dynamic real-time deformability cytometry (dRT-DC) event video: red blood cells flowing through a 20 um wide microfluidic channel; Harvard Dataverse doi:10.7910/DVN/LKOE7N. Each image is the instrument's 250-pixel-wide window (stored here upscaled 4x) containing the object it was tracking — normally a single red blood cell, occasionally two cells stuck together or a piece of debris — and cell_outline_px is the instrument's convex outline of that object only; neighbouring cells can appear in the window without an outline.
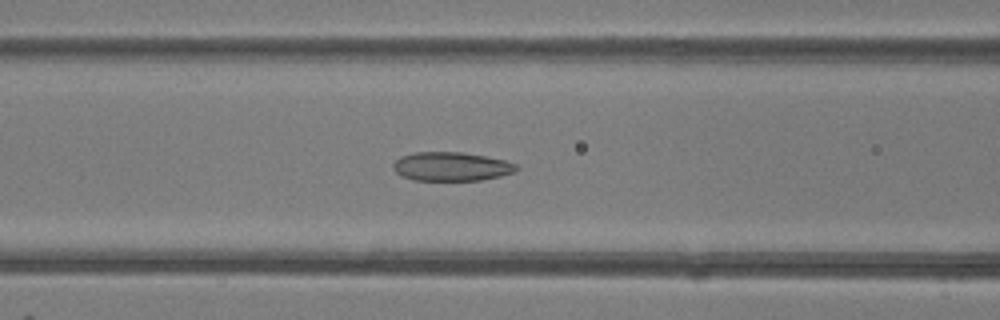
{"species": "common noctule bat (a hibernating species)", "species_latin": "Nyctalus noctula", "temperature_condition": "room temperature", "stored_images_in_passage": 49, "camera_frame_rate_fps": 3000, "um_per_image_px": 0.085, "animal": {"sex": "female"}, "frame": {"image": 1, "passage_image": 20, "time_ms": 6.333, "image_size_px": [1000, 320], "cell_outline_px": [[520, 168], [512, 172], [500, 176], [480, 180], [412, 180], [400, 176], [392, 168], [392, 164], [400, 156], [416, 152], [460, 152], [484, 156], [504, 160], [516, 164]], "centroid_in_image_um": [38.32, 14.15], "position_along_channel_um": 128.3, "area_um2": 20.69}}
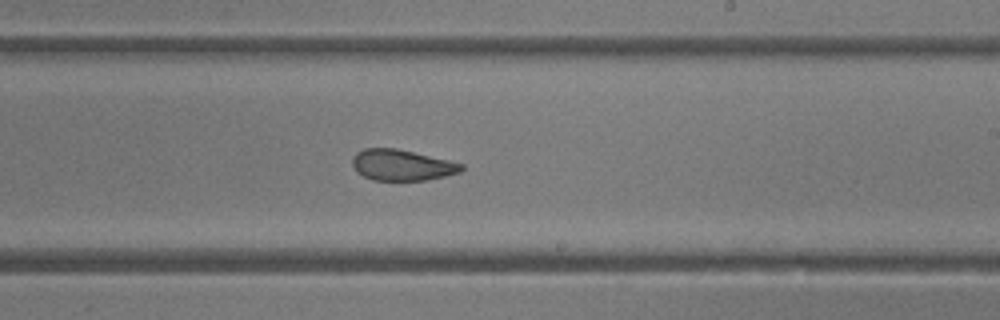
{"frame": {"image": 2, "passage_image": 29, "time_ms": 9.333, "image_size_px": [1000, 320], "cell_outline_px": [[464, 168], [460, 172], [444, 176], [424, 180], [372, 180], [356, 172], [352, 164], [352, 156], [356, 152], [364, 148], [396, 148], [448, 160], [464, 164]], "centroid_in_image_um": [34.12, 14.02], "position_along_channel_um": 254.9, "area_um2": 19.65}}
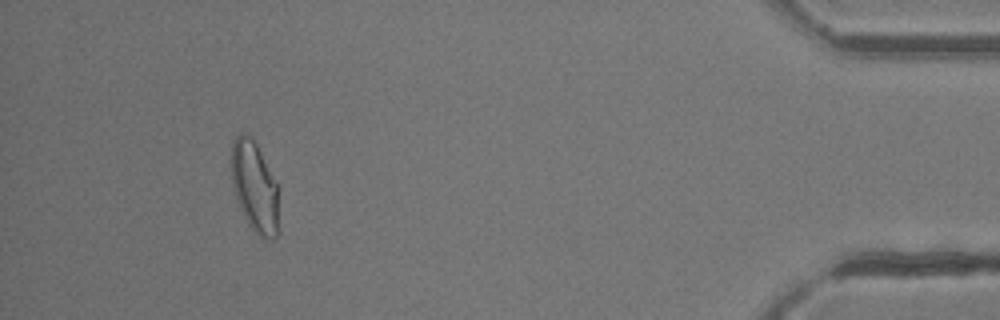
{"frame": {"image": 3, "passage_image": 45, "time_ms": 14.667, "image_size_px": [1000, 320], "cell_outline_px": [[280, 184], [276, 240], [268, 240], [260, 236], [248, 224], [240, 208], [232, 184], [232, 140], [240, 132], [244, 132], [252, 136]], "centroid_in_image_um": [21.69, 15.85], "position_along_channel_um": 413.5, "area_um2": 25.72}, "authors_computed_cell_mechanics": {"area_um2": 23.698, "velocity_mm_per_s": 4.2308, "shape_relaxation_time_tau1_ms": null, "shape_relaxation_time_tau2_ms": 1.6996, "deformation_change_tau1": null, "deformation_change_tau2": 0.0834}}